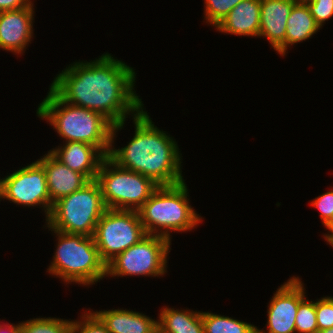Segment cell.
Here are the masks:
<instances>
[{
	"label": "cell",
	"mask_w": 333,
	"mask_h": 333,
	"mask_svg": "<svg viewBox=\"0 0 333 333\" xmlns=\"http://www.w3.org/2000/svg\"><path fill=\"white\" fill-rule=\"evenodd\" d=\"M113 55L78 61L57 74L50 89L64 102L95 111L113 126L134 117L144 104L135 91V69Z\"/></svg>",
	"instance_id": "obj_1"
},
{
	"label": "cell",
	"mask_w": 333,
	"mask_h": 333,
	"mask_svg": "<svg viewBox=\"0 0 333 333\" xmlns=\"http://www.w3.org/2000/svg\"><path fill=\"white\" fill-rule=\"evenodd\" d=\"M144 109L132 118L135 133L125 147H114L116 133L124 128L125 122L112 127L108 157L119 167L140 173L159 186L184 182L181 170L182 154L176 140L155 126Z\"/></svg>",
	"instance_id": "obj_2"
},
{
	"label": "cell",
	"mask_w": 333,
	"mask_h": 333,
	"mask_svg": "<svg viewBox=\"0 0 333 333\" xmlns=\"http://www.w3.org/2000/svg\"><path fill=\"white\" fill-rule=\"evenodd\" d=\"M38 105L37 116L47 120L65 142L96 146L105 156L111 149L113 125L101 114L62 101L50 88Z\"/></svg>",
	"instance_id": "obj_3"
},
{
	"label": "cell",
	"mask_w": 333,
	"mask_h": 333,
	"mask_svg": "<svg viewBox=\"0 0 333 333\" xmlns=\"http://www.w3.org/2000/svg\"><path fill=\"white\" fill-rule=\"evenodd\" d=\"M185 181L159 186L137 210L147 235H159L171 241L172 232L191 231L204 219L190 205Z\"/></svg>",
	"instance_id": "obj_4"
},
{
	"label": "cell",
	"mask_w": 333,
	"mask_h": 333,
	"mask_svg": "<svg viewBox=\"0 0 333 333\" xmlns=\"http://www.w3.org/2000/svg\"><path fill=\"white\" fill-rule=\"evenodd\" d=\"M57 237L56 250L47 269L50 275L61 278L66 284L83 286L100 282L106 276V263L101 259L92 236L68 234L51 229Z\"/></svg>",
	"instance_id": "obj_5"
},
{
	"label": "cell",
	"mask_w": 333,
	"mask_h": 333,
	"mask_svg": "<svg viewBox=\"0 0 333 333\" xmlns=\"http://www.w3.org/2000/svg\"><path fill=\"white\" fill-rule=\"evenodd\" d=\"M107 210L96 180L53 204L45 223L56 231L68 234L94 235L99 219Z\"/></svg>",
	"instance_id": "obj_6"
},
{
	"label": "cell",
	"mask_w": 333,
	"mask_h": 333,
	"mask_svg": "<svg viewBox=\"0 0 333 333\" xmlns=\"http://www.w3.org/2000/svg\"><path fill=\"white\" fill-rule=\"evenodd\" d=\"M107 209L138 210L159 187L152 179L119 167L106 156L96 179Z\"/></svg>",
	"instance_id": "obj_7"
},
{
	"label": "cell",
	"mask_w": 333,
	"mask_h": 333,
	"mask_svg": "<svg viewBox=\"0 0 333 333\" xmlns=\"http://www.w3.org/2000/svg\"><path fill=\"white\" fill-rule=\"evenodd\" d=\"M171 241L159 235H146L137 244L117 254L106 264V277H163Z\"/></svg>",
	"instance_id": "obj_8"
},
{
	"label": "cell",
	"mask_w": 333,
	"mask_h": 333,
	"mask_svg": "<svg viewBox=\"0 0 333 333\" xmlns=\"http://www.w3.org/2000/svg\"><path fill=\"white\" fill-rule=\"evenodd\" d=\"M146 235L138 211L107 209L96 225L93 238L107 264Z\"/></svg>",
	"instance_id": "obj_9"
},
{
	"label": "cell",
	"mask_w": 333,
	"mask_h": 333,
	"mask_svg": "<svg viewBox=\"0 0 333 333\" xmlns=\"http://www.w3.org/2000/svg\"><path fill=\"white\" fill-rule=\"evenodd\" d=\"M2 199L25 207L41 206L47 220L53 204L44 168L35 161L2 178Z\"/></svg>",
	"instance_id": "obj_10"
},
{
	"label": "cell",
	"mask_w": 333,
	"mask_h": 333,
	"mask_svg": "<svg viewBox=\"0 0 333 333\" xmlns=\"http://www.w3.org/2000/svg\"><path fill=\"white\" fill-rule=\"evenodd\" d=\"M304 283L292 276L273 294L267 311V333H296L295 319L299 303L305 295ZM268 330V331H267ZM256 328V333H266Z\"/></svg>",
	"instance_id": "obj_11"
},
{
	"label": "cell",
	"mask_w": 333,
	"mask_h": 333,
	"mask_svg": "<svg viewBox=\"0 0 333 333\" xmlns=\"http://www.w3.org/2000/svg\"><path fill=\"white\" fill-rule=\"evenodd\" d=\"M34 3L0 12V49L23 55L33 38Z\"/></svg>",
	"instance_id": "obj_12"
},
{
	"label": "cell",
	"mask_w": 333,
	"mask_h": 333,
	"mask_svg": "<svg viewBox=\"0 0 333 333\" xmlns=\"http://www.w3.org/2000/svg\"><path fill=\"white\" fill-rule=\"evenodd\" d=\"M294 4L291 0H261L259 37H265L281 56H285L286 22Z\"/></svg>",
	"instance_id": "obj_13"
},
{
	"label": "cell",
	"mask_w": 333,
	"mask_h": 333,
	"mask_svg": "<svg viewBox=\"0 0 333 333\" xmlns=\"http://www.w3.org/2000/svg\"><path fill=\"white\" fill-rule=\"evenodd\" d=\"M36 161L44 168L52 204L81 189L89 182L83 174L73 171L62 164L49 151Z\"/></svg>",
	"instance_id": "obj_14"
},
{
	"label": "cell",
	"mask_w": 333,
	"mask_h": 333,
	"mask_svg": "<svg viewBox=\"0 0 333 333\" xmlns=\"http://www.w3.org/2000/svg\"><path fill=\"white\" fill-rule=\"evenodd\" d=\"M49 152L71 170L83 174L89 181L95 180L100 164L106 157L96 146L84 142H63Z\"/></svg>",
	"instance_id": "obj_15"
},
{
	"label": "cell",
	"mask_w": 333,
	"mask_h": 333,
	"mask_svg": "<svg viewBox=\"0 0 333 333\" xmlns=\"http://www.w3.org/2000/svg\"><path fill=\"white\" fill-rule=\"evenodd\" d=\"M261 0H242L216 27L219 32L259 38Z\"/></svg>",
	"instance_id": "obj_16"
},
{
	"label": "cell",
	"mask_w": 333,
	"mask_h": 333,
	"mask_svg": "<svg viewBox=\"0 0 333 333\" xmlns=\"http://www.w3.org/2000/svg\"><path fill=\"white\" fill-rule=\"evenodd\" d=\"M105 324L110 333H149L157 320L127 309L93 311Z\"/></svg>",
	"instance_id": "obj_17"
},
{
	"label": "cell",
	"mask_w": 333,
	"mask_h": 333,
	"mask_svg": "<svg viewBox=\"0 0 333 333\" xmlns=\"http://www.w3.org/2000/svg\"><path fill=\"white\" fill-rule=\"evenodd\" d=\"M157 324L163 333H204L201 311L161 308Z\"/></svg>",
	"instance_id": "obj_18"
},
{
	"label": "cell",
	"mask_w": 333,
	"mask_h": 333,
	"mask_svg": "<svg viewBox=\"0 0 333 333\" xmlns=\"http://www.w3.org/2000/svg\"><path fill=\"white\" fill-rule=\"evenodd\" d=\"M286 26L285 55L288 47L308 40L320 29L307 4H294Z\"/></svg>",
	"instance_id": "obj_19"
},
{
	"label": "cell",
	"mask_w": 333,
	"mask_h": 333,
	"mask_svg": "<svg viewBox=\"0 0 333 333\" xmlns=\"http://www.w3.org/2000/svg\"><path fill=\"white\" fill-rule=\"evenodd\" d=\"M201 315L204 333H256L257 327L251 323L208 311Z\"/></svg>",
	"instance_id": "obj_20"
},
{
	"label": "cell",
	"mask_w": 333,
	"mask_h": 333,
	"mask_svg": "<svg viewBox=\"0 0 333 333\" xmlns=\"http://www.w3.org/2000/svg\"><path fill=\"white\" fill-rule=\"evenodd\" d=\"M71 319L39 317L21 322V333H70Z\"/></svg>",
	"instance_id": "obj_21"
},
{
	"label": "cell",
	"mask_w": 333,
	"mask_h": 333,
	"mask_svg": "<svg viewBox=\"0 0 333 333\" xmlns=\"http://www.w3.org/2000/svg\"><path fill=\"white\" fill-rule=\"evenodd\" d=\"M295 328L298 333H317L315 301L305 297L300 303L296 313Z\"/></svg>",
	"instance_id": "obj_22"
},
{
	"label": "cell",
	"mask_w": 333,
	"mask_h": 333,
	"mask_svg": "<svg viewBox=\"0 0 333 333\" xmlns=\"http://www.w3.org/2000/svg\"><path fill=\"white\" fill-rule=\"evenodd\" d=\"M242 0H204V19L206 23L217 27L228 13Z\"/></svg>",
	"instance_id": "obj_23"
},
{
	"label": "cell",
	"mask_w": 333,
	"mask_h": 333,
	"mask_svg": "<svg viewBox=\"0 0 333 333\" xmlns=\"http://www.w3.org/2000/svg\"><path fill=\"white\" fill-rule=\"evenodd\" d=\"M80 320H71L70 333H110L93 311H84Z\"/></svg>",
	"instance_id": "obj_24"
},
{
	"label": "cell",
	"mask_w": 333,
	"mask_h": 333,
	"mask_svg": "<svg viewBox=\"0 0 333 333\" xmlns=\"http://www.w3.org/2000/svg\"><path fill=\"white\" fill-rule=\"evenodd\" d=\"M315 311L318 331L333 327V296L317 299Z\"/></svg>",
	"instance_id": "obj_25"
},
{
	"label": "cell",
	"mask_w": 333,
	"mask_h": 333,
	"mask_svg": "<svg viewBox=\"0 0 333 333\" xmlns=\"http://www.w3.org/2000/svg\"><path fill=\"white\" fill-rule=\"evenodd\" d=\"M310 205L320 211L322 224L325 228H328L333 223V189L315 197V199L310 202Z\"/></svg>",
	"instance_id": "obj_26"
},
{
	"label": "cell",
	"mask_w": 333,
	"mask_h": 333,
	"mask_svg": "<svg viewBox=\"0 0 333 333\" xmlns=\"http://www.w3.org/2000/svg\"><path fill=\"white\" fill-rule=\"evenodd\" d=\"M307 6L320 28L324 26L325 21L333 17V0H313L307 3Z\"/></svg>",
	"instance_id": "obj_27"
},
{
	"label": "cell",
	"mask_w": 333,
	"mask_h": 333,
	"mask_svg": "<svg viewBox=\"0 0 333 333\" xmlns=\"http://www.w3.org/2000/svg\"><path fill=\"white\" fill-rule=\"evenodd\" d=\"M32 3V0H0V12L17 10L27 7Z\"/></svg>",
	"instance_id": "obj_28"
},
{
	"label": "cell",
	"mask_w": 333,
	"mask_h": 333,
	"mask_svg": "<svg viewBox=\"0 0 333 333\" xmlns=\"http://www.w3.org/2000/svg\"><path fill=\"white\" fill-rule=\"evenodd\" d=\"M0 333H21V322L18 324H0Z\"/></svg>",
	"instance_id": "obj_29"
},
{
	"label": "cell",
	"mask_w": 333,
	"mask_h": 333,
	"mask_svg": "<svg viewBox=\"0 0 333 333\" xmlns=\"http://www.w3.org/2000/svg\"><path fill=\"white\" fill-rule=\"evenodd\" d=\"M328 234H324L325 241L333 247V223L327 228ZM331 233V234H329Z\"/></svg>",
	"instance_id": "obj_30"
},
{
	"label": "cell",
	"mask_w": 333,
	"mask_h": 333,
	"mask_svg": "<svg viewBox=\"0 0 333 333\" xmlns=\"http://www.w3.org/2000/svg\"><path fill=\"white\" fill-rule=\"evenodd\" d=\"M149 333H163L161 327L157 324Z\"/></svg>",
	"instance_id": "obj_31"
},
{
	"label": "cell",
	"mask_w": 333,
	"mask_h": 333,
	"mask_svg": "<svg viewBox=\"0 0 333 333\" xmlns=\"http://www.w3.org/2000/svg\"><path fill=\"white\" fill-rule=\"evenodd\" d=\"M293 1L295 4H307L309 2H312L313 0H291Z\"/></svg>",
	"instance_id": "obj_32"
},
{
	"label": "cell",
	"mask_w": 333,
	"mask_h": 333,
	"mask_svg": "<svg viewBox=\"0 0 333 333\" xmlns=\"http://www.w3.org/2000/svg\"><path fill=\"white\" fill-rule=\"evenodd\" d=\"M317 333H333V327L318 331Z\"/></svg>",
	"instance_id": "obj_33"
},
{
	"label": "cell",
	"mask_w": 333,
	"mask_h": 333,
	"mask_svg": "<svg viewBox=\"0 0 333 333\" xmlns=\"http://www.w3.org/2000/svg\"><path fill=\"white\" fill-rule=\"evenodd\" d=\"M2 200V179H0V201Z\"/></svg>",
	"instance_id": "obj_34"
}]
</instances>
